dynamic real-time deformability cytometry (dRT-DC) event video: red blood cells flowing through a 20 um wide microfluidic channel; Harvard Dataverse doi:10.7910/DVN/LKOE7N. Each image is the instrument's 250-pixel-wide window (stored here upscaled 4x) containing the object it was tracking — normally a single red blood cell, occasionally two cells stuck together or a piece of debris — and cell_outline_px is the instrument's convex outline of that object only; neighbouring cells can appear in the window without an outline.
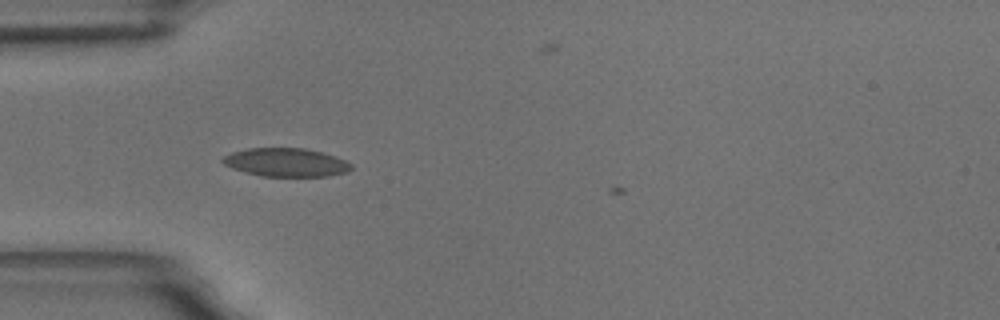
{"species": "common noctule bat (a hibernating species)", "species_latin": "Nyctalus noctula", "temperature_condition": "room temperature", "stored_images_in_passage": 32, "camera_frame_rate_fps": 3000, "um_per_image_px": 0.085, "animal": {"sex": "male", "body_mass_g": 18.8}, "frame": {"image": 1, "passage_image": 2, "time_ms": 0.333, "image_size_px": [1000, 320], "cell_outline_px": [[352, 168], [348, 172], [328, 176], [260, 176], [244, 172], [232, 168], [224, 164], [220, 160], [224, 156], [232, 152], [248, 148], [304, 148], [320, 152], [344, 160], [352, 164]], "centroid_in_image_um": [24.28, 13.81], "position_along_channel_um": 60.7, "area_um2": 21.21}}
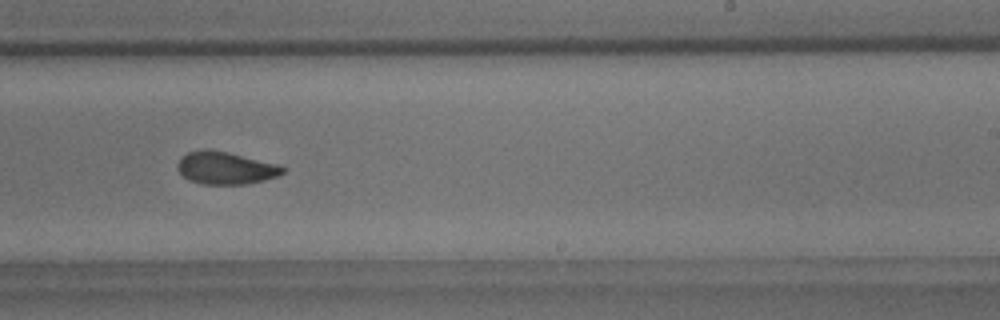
{"frame": {"image": 2, "passage_image": 20, "time_ms": 6.333, "image_size_px": [1000, 320], "cell_outline_px": [[284, 172], [276, 176], [264, 180], [248, 184], [204, 184], [188, 180], [176, 168], [176, 164], [180, 156], [188, 152], [204, 148], [208, 148], [228, 152], [276, 164], [284, 168]], "centroid_in_image_um": [19.1, 14.27], "position_along_channel_um": 269.9, "area_um2": 19.94}}
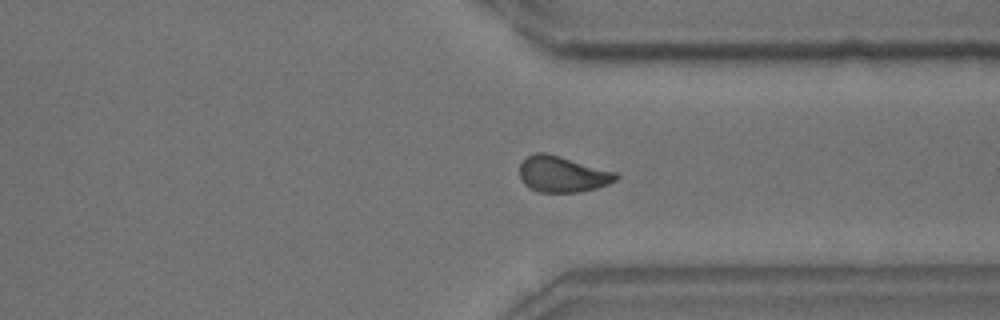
{"frame": {"image": 3, "passage_image": 28, "time_ms": 9.0, "image_size_px": [1000, 320], "cell_outline_px": [[620, 176], [616, 180], [608, 184], [596, 188], [580, 192], [540, 192], [528, 188], [520, 180], [520, 164], [528, 156], [536, 152], [544, 152], [560, 156], [616, 172]], "centroid_in_image_um": [47.79, 14.81], "position_along_channel_um": 363.6, "area_um2": 20.23}}